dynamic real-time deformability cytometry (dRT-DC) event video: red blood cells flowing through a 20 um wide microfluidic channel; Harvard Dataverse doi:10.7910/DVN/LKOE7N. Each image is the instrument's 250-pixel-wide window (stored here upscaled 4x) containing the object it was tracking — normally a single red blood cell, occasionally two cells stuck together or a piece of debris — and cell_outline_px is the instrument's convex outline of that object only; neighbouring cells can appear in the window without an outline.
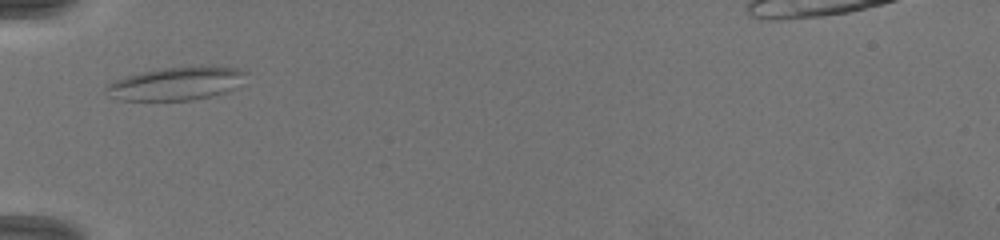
{"species": "common noctule bat (a hibernating species)", "species_latin": "Nyctalus noctula", "temperature_condition": "warm", "stored_images_in_passage": 44, "camera_frame_rate_fps": 3000, "um_per_image_px": 0.085, "animal": {"sex": "female", "body_mass_g": 19.5, "forearm_length_mm": 54.1}, "frame": {"image": 1, "passage_image": 1, "time_ms": 0.0, "image_size_px": [1000, 240], "cell_outline_px": [[248, 72], [232, 88], [224, 92], [212, 96], [192, 100], [120, 100], [112, 96], [104, 88], [108, 84], [124, 76], [140, 72], [160, 68], [236, 68]], "centroid_in_image_um": [14.88, 7.13], "position_along_channel_um": 70.1, "area_um2": 25.95}}
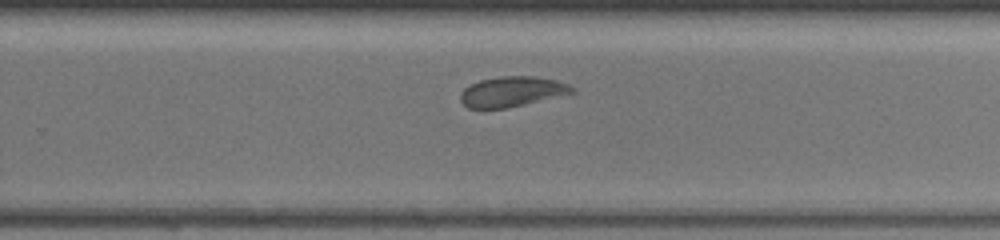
{"frame": {"image": 2, "passage_image": 29, "time_ms": 5.333, "image_size_px": [1000, 240], "cell_outline_px": [[576, 92], [508, 108], [468, 108], [460, 100], [460, 92], [464, 88], [480, 80], [500, 76], [532, 76], [556, 80], [568, 84], [576, 88]], "centroid_in_image_um": [43.53, 7.78], "position_along_channel_um": 286.3, "area_um2": 19.59}}
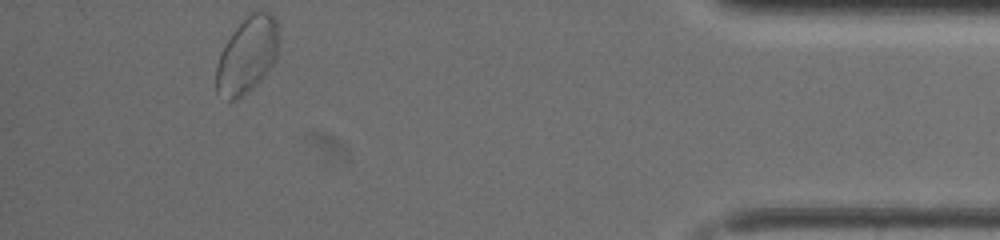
{"frame": {"image": 3, "passage_image": 44, "time_ms": 9.667, "image_size_px": [1000, 240], "cell_outline_px": [[276, 52], [272, 64], [264, 76], [252, 88], [236, 100], [228, 100], [216, 92], [216, 68], [220, 56], [232, 32], [252, 12], [268, 12], [276, 20]], "centroid_in_image_um": [20.97, 4.74], "position_along_channel_um": 414.2, "area_um2": 26.7}, "authors_computed_cell_mechanics": {"area_um2": 20.1144, "velocity_mm_per_s": 4.0984, "shape_relaxation_time_tau1_ms": 8.825, "shape_relaxation_time_tau2_ms": 2.2754, "deformation_change_tau1": 0.1138, "deformation_change_tau2": 0.0747}}